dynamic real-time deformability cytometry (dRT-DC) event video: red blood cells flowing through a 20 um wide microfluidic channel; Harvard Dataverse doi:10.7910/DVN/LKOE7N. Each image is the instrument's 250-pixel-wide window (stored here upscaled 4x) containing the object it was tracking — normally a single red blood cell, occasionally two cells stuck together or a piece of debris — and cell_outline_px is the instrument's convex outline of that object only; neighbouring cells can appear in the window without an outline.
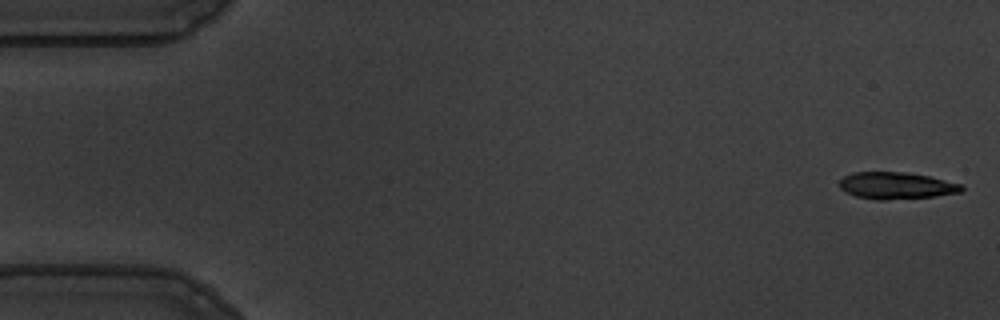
{"species": "common noctule bat (a hibernating species)", "species_latin": "Nyctalus noctula", "temperature_condition": "warm", "stored_images_in_passage": 54, "camera_frame_rate_fps": 3000, "um_per_image_px": 0.085, "animal": {"sex": "male", "body_mass_g": 19.5, "forearm_length_mm": 54.6}, "frame": {"image": 1, "passage_image": 1, "time_ms": 0.0, "image_size_px": [1000, 320], "cell_outline_px": [[964, 188], [960, 192], [936, 196], [884, 200], [876, 200], [856, 196], [844, 192], [840, 188], [840, 180], [844, 176], [852, 172], [904, 172], [928, 176], [964, 184]], "centroid_in_image_um": [76.18, 15.78], "position_along_channel_um": 8.8, "area_um2": 19.19}}
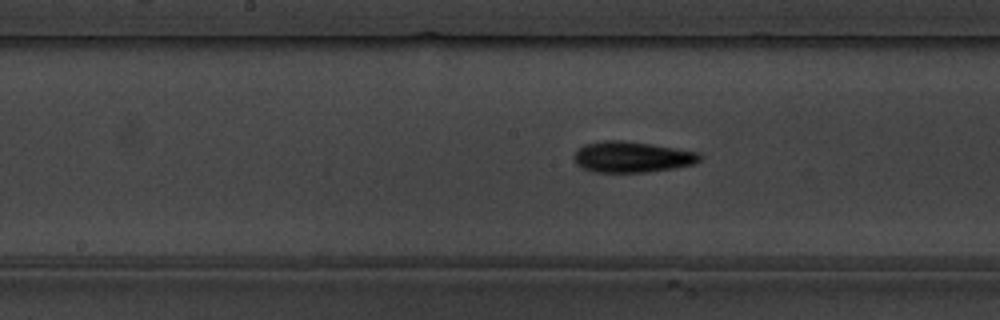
{"frame": {"image": 2, "passage_image": 27, "time_ms": 8.667, "image_size_px": [1000, 320], "cell_outline_px": [[700, 160], [692, 164], [676, 168], [644, 172], [592, 172], [576, 164], [572, 156], [584, 144], [604, 140], [620, 140], [652, 144], [700, 152]], "centroid_in_image_um": [53.7, 13.34], "position_along_channel_um": 194.5, "area_um2": 22.66}}
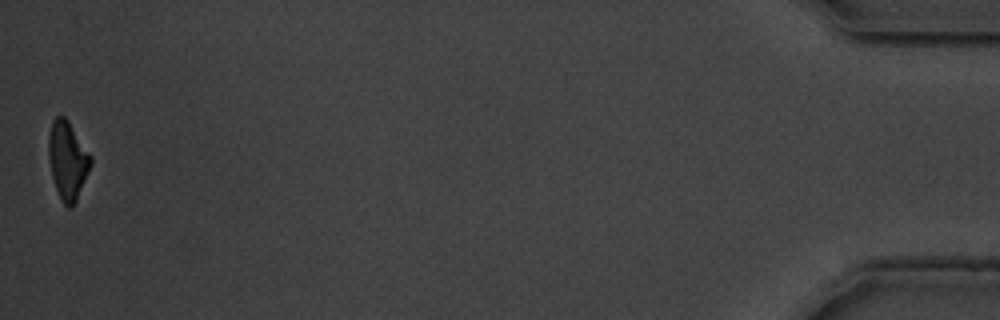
{"frame": {"image": 3, "passage_image": 54, "time_ms": 17.667, "image_size_px": [1000, 320], "cell_outline_px": [[92, 164], [76, 200], [72, 208], [68, 208], [64, 204], [56, 188], [52, 176], [48, 156], [48, 136], [52, 120], [56, 116], [64, 116], [68, 120], [92, 156]], "centroid_in_image_um": [5.75, 13.6], "position_along_channel_um": 429.5, "area_um2": 19.13}, "authors_computed_cell_mechanics": {"area_um2": 20.6346, "velocity_mm_per_s": 3.6674, "shape_relaxation_time_tau1_ms": 3.7886, "shape_relaxation_time_tau2_ms": 5.3665, "deformation_change_tau1": 0.1594, "deformation_change_tau2": 0.1609}}